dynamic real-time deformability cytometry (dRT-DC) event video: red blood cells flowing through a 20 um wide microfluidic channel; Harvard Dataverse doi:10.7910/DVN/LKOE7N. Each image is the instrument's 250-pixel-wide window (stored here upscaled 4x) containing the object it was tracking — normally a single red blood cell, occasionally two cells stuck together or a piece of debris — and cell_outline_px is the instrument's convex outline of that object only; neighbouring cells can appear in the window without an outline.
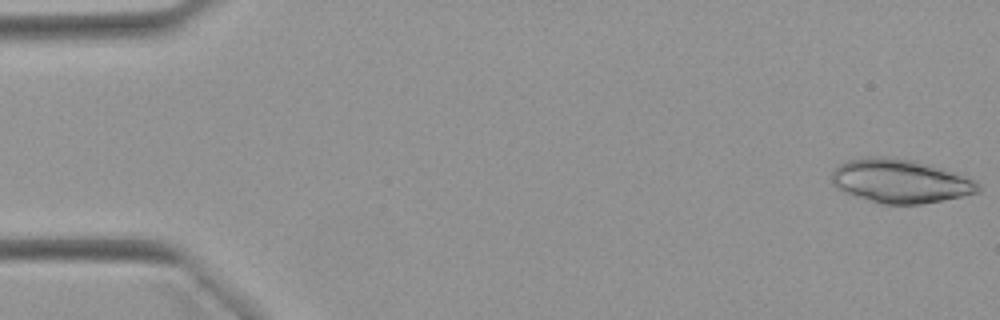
{"species": "Egyptian fruit bat (a non-hibernating species)", "species_latin": "Rousettus aegyptiacus", "temperature_condition": "warm", "stored_images_in_passage": 11, "camera_frame_rate_fps": 3000, "um_per_image_px": 0.085, "animal": {"sex": "female"}, "frame": {"image": 1, "passage_image": 1, "time_ms": 0.0, "image_size_px": [1000, 320], "cell_outline_px": [[980, 192], [920, 204], [880, 204], [844, 192], [836, 188], [832, 184], [832, 172], [840, 164], [848, 160], [864, 156], [892, 156], [916, 160], [932, 164], [944, 168], [972, 180], [980, 184]], "centroid_in_image_um": [76.49, 15.37], "position_along_channel_um": 8.5, "area_um2": 37.51}}